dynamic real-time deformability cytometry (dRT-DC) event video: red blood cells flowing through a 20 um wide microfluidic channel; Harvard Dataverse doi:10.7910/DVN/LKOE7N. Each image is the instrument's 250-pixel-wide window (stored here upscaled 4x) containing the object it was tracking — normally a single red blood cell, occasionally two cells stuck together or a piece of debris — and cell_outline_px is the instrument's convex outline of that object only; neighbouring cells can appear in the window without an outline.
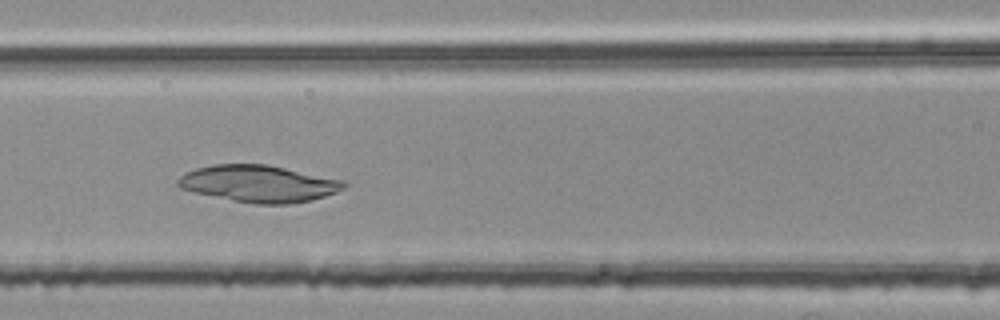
{"species": "common noctule bat (a hibernating species)", "species_latin": "Nyctalus noctula", "temperature_condition": "room temperature", "stored_images_in_passage": 7, "camera_frame_rate_fps": 3000, "um_per_image_px": 0.085, "animal": {"sex": "female", "body_mass_g": 25.1}, "frame": {"image": 1, "passage_image": 6, "time_ms": 1.667, "image_size_px": [1000, 320], "cell_outline_px": [[348, 184], [344, 188], [336, 192], [312, 200], [288, 204], [256, 204], [232, 200], [192, 192], [180, 188], [176, 184], [176, 180], [184, 172], [196, 168], [212, 164], [268, 164], [344, 180]], "centroid_in_image_um": [21.97, 15.6], "position_along_channel_um": 144.6, "area_um2": 35.89}}
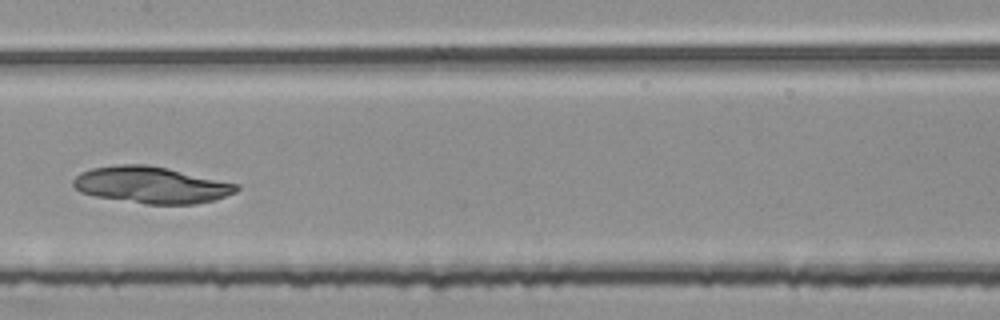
{"frame": {"image": 2, "passage_image": 7, "time_ms": 2.0, "image_size_px": [1000, 320], "cell_outline_px": [[240, 188], [236, 192], [216, 200], [196, 204], [144, 204], [96, 196], [80, 192], [72, 184], [72, 180], [80, 172], [92, 168], [116, 164], [144, 164], [168, 168], [240, 184]], "centroid_in_image_um": [12.88, 15.72], "position_along_channel_um": 194.5, "area_um2": 35.08}}